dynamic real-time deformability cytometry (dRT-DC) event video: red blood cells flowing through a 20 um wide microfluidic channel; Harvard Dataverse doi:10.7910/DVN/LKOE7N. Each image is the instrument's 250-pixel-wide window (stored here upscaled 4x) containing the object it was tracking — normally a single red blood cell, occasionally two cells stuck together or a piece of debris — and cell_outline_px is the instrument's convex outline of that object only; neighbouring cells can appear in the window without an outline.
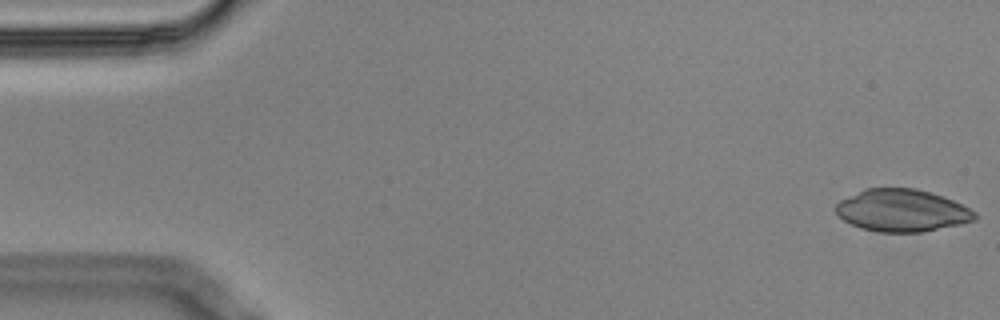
{"species": "Egyptian fruit bat (a non-hibernating species)", "species_latin": "Rousettus aegyptiacus", "temperature_condition": "cold", "stored_images_in_passage": 6, "camera_frame_rate_fps": 3000, "um_per_image_px": 0.085, "animal": {"sex": "male"}, "frame": {"image": 1, "passage_image": 1, "time_ms": 0.0, "image_size_px": [1000, 320], "cell_outline_px": [[976, 220], [960, 224], [920, 232], [880, 232], [860, 228], [844, 220], [832, 208], [840, 200], [864, 188], [916, 188], [944, 196], [976, 212]], "centroid_in_image_um": [76.64, 17.88], "position_along_channel_um": 8.4, "area_um2": 34.22}}